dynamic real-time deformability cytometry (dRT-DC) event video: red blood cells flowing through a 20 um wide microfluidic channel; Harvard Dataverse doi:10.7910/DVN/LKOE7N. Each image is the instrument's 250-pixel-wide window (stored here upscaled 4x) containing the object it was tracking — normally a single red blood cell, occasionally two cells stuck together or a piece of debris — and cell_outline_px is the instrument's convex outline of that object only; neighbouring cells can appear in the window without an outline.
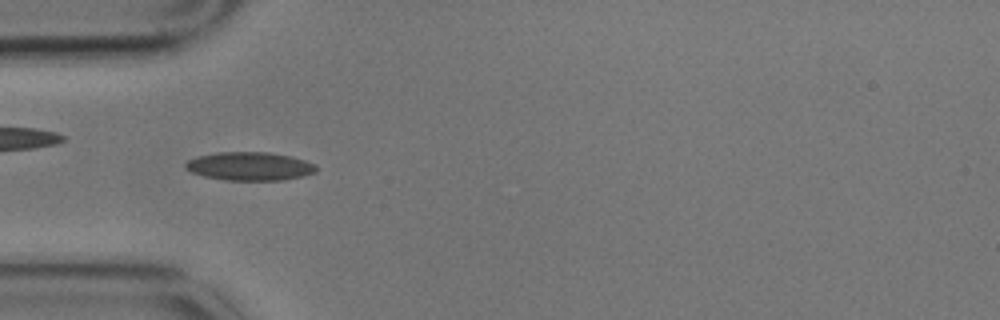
{"species": "common noctule bat (a hibernating species)", "species_latin": "Nyctalus noctula", "temperature_condition": "cold", "stored_images_in_passage": 58, "camera_frame_rate_fps": 3000, "um_per_image_px": 0.085, "animal": {"sex": "male", "body_mass_g": 17.9}, "frame": {"image": 1, "passage_image": 17, "time_ms": 5.333, "image_size_px": [1000, 320], "cell_outline_px": [[316, 172], [304, 176], [284, 180], [224, 180], [204, 176], [192, 172], [184, 168], [184, 164], [188, 160], [200, 156], [220, 152], [268, 152], [292, 156], [316, 164]], "centroid_in_image_um": [21.25, 14.13], "position_along_channel_um": 63.7, "area_um2": 21.68}, "authors_computed_cell_mechanics": {"area_um2": 19.941, "velocity_mm_per_s": 3.3851, "shape_relaxation_time_tau1_ms": null, "shape_relaxation_time_tau2_ms": 3.6535, "deformation_change_tau1": null, "deformation_change_tau2": 0.1023}}